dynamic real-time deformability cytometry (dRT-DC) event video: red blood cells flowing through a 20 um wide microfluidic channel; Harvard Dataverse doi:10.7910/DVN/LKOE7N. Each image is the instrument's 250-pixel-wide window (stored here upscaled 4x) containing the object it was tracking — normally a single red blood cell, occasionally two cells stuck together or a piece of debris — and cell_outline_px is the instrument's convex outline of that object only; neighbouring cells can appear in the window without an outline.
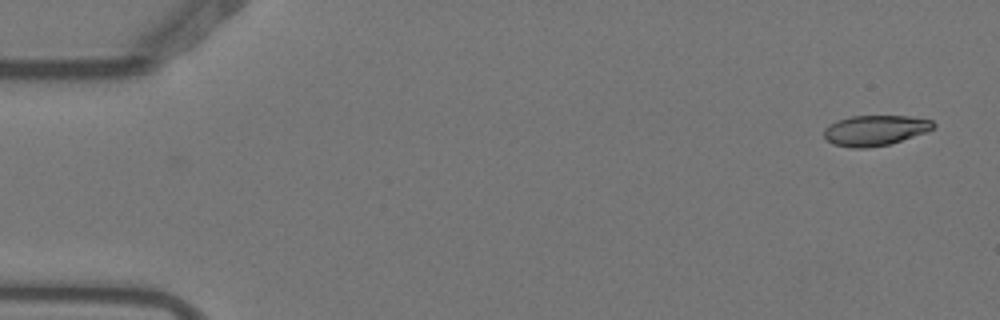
{"species": "Egyptian fruit bat (a non-hibernating species)", "species_latin": "Rousettus aegyptiacus", "temperature_condition": "warm", "stored_images_in_passage": 3, "camera_frame_rate_fps": 3000, "um_per_image_px": 0.085, "animal": {"sex": "female"}, "frame": {"image": 1, "passage_image": 1, "time_ms": 0.0, "image_size_px": [1000, 320], "cell_outline_px": [[936, 124], [932, 128], [924, 132], [888, 144], [868, 148], [852, 148], [832, 144], [824, 136], [824, 128], [836, 120], [852, 116], [908, 116], [932, 120]], "centroid_in_image_um": [74.33, 11.08], "position_along_channel_um": 10.7, "area_um2": 19.13}}